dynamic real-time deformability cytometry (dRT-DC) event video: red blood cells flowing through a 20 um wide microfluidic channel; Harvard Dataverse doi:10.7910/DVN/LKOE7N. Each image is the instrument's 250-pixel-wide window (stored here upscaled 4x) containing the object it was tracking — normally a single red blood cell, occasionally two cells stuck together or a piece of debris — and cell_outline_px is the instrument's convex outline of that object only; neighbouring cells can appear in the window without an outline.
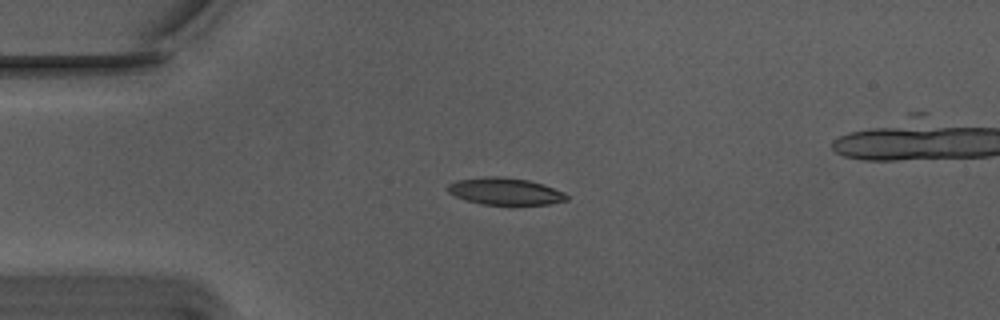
{"species": "Egyptian fruit bat (a non-hibernating species)", "species_latin": "Rousettus aegyptiacus", "temperature_condition": "warm", "stored_images_in_passage": 55, "camera_frame_rate_fps": 3000, "um_per_image_px": 0.085, "animal": {"sex": "male"}, "frame": {"image": 1, "passage_image": 13, "time_ms": 4.0, "image_size_px": [1000, 320], "cell_outline_px": [[568, 200], [548, 204], [480, 204], [464, 200], [448, 192], [448, 184], [456, 180], [488, 176], [500, 176], [528, 180], [544, 184], [564, 192], [568, 196]], "centroid_in_image_um": [42.93, 16.25], "position_along_channel_um": 42.1, "area_um2": 18.67}}
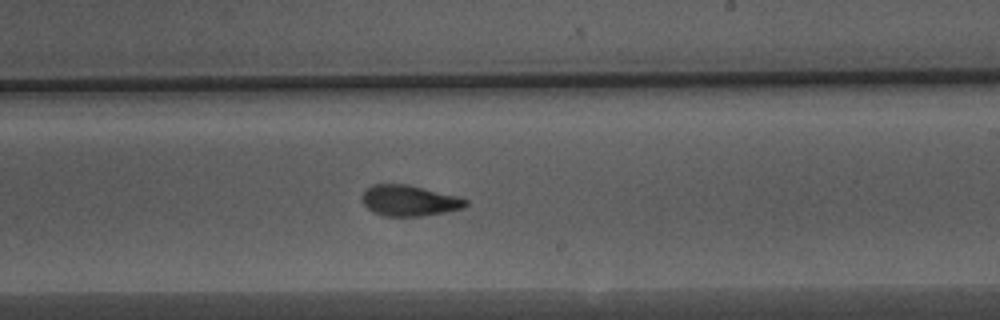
{"frame": {"image": 2, "passage_image": 32, "time_ms": 10.333, "image_size_px": [1000, 320], "cell_outline_px": [[468, 204], [464, 208], [424, 216], [384, 216], [372, 212], [360, 200], [360, 196], [372, 184], [408, 184], [460, 196], [468, 200]], "centroid_in_image_um": [34.8, 17.05], "position_along_channel_um": 254.2, "area_um2": 18.9}}
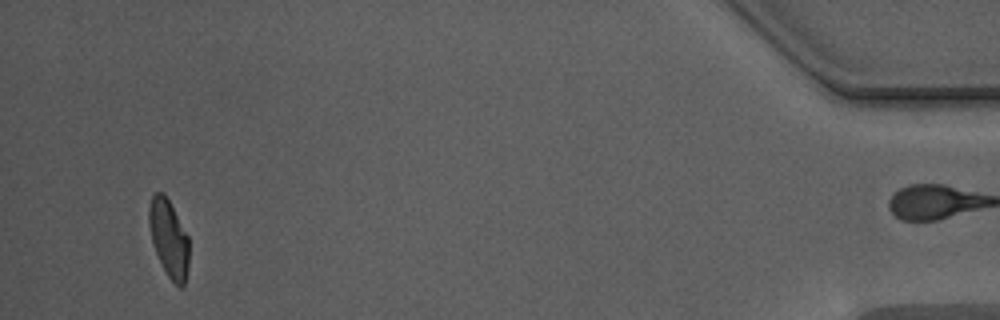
{"frame": {"image": 3, "passage_image": 52, "time_ms": 17.0, "image_size_px": [1000, 320], "cell_outline_px": [[188, 268], [184, 288], [180, 288], [168, 276], [156, 252], [152, 240], [148, 224], [148, 208], [152, 196], [156, 192], [164, 192], [188, 236]], "centroid_in_image_um": [14.35, 20.26], "position_along_channel_um": 420.9, "area_um2": 17.86}, "authors_computed_cell_mechanics": {"area_um2": 18.9584, "velocity_mm_per_s": 3.738, "shape_relaxation_time_tau1_ms": 3.8069, "shape_relaxation_time_tau2_ms": 1.6516, "deformation_change_tau1": 0.1763, "deformation_change_tau2": 0.0779}}